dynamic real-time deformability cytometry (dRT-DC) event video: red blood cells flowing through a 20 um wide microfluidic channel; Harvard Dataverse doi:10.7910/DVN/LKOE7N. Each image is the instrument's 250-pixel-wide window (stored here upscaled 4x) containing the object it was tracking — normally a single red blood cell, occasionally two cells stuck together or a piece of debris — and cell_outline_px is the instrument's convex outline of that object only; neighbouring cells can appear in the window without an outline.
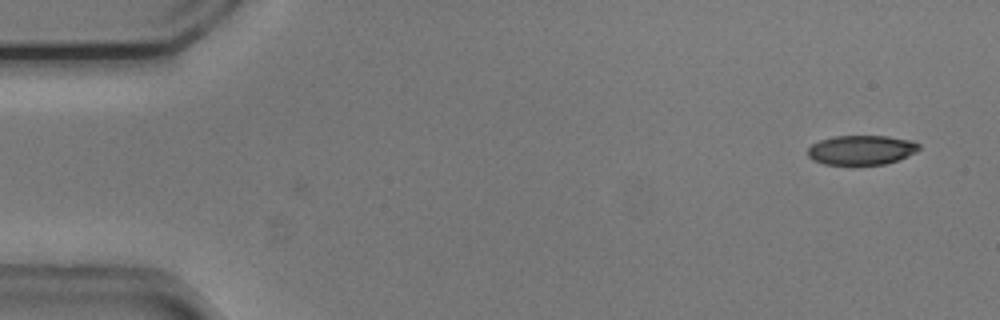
{"species": "common noctule bat (a hibernating species)", "species_latin": "Nyctalus noctula", "temperature_condition": "cold", "stored_images_in_passage": 17, "camera_frame_rate_fps": 3000, "um_per_image_px": 0.085, "animal": {"sex": "male", "body_mass_g": 20.5, "forearm_length_mm": 52.5}, "frame": {"image": 1, "passage_image": 1, "time_ms": 0.0, "image_size_px": [1000, 320], "cell_outline_px": [[920, 148], [916, 152], [896, 160], [884, 164], [856, 168], [852, 168], [824, 164], [812, 160], [808, 156], [808, 148], [812, 144], [820, 140], [836, 136], [888, 136], [912, 140], [920, 144]], "centroid_in_image_um": [73.19, 12.8], "position_along_channel_um": 11.8, "area_um2": 19.94}}
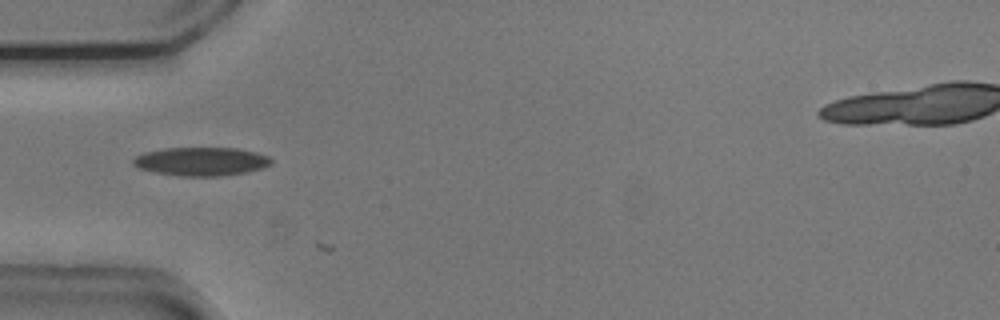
{"frame": {"image": 2, "passage_image": 15, "time_ms": 4.667, "image_size_px": [1000, 320], "cell_outline_px": [[272, 164], [260, 168], [244, 172], [220, 176], [180, 176], [156, 172], [140, 168], [132, 164], [132, 160], [136, 156], [144, 152], [164, 148], [236, 148], [256, 152], [268, 156], [272, 160]], "centroid_in_image_um": [17.09, 13.71], "position_along_channel_um": 67.9, "area_um2": 22.77}}